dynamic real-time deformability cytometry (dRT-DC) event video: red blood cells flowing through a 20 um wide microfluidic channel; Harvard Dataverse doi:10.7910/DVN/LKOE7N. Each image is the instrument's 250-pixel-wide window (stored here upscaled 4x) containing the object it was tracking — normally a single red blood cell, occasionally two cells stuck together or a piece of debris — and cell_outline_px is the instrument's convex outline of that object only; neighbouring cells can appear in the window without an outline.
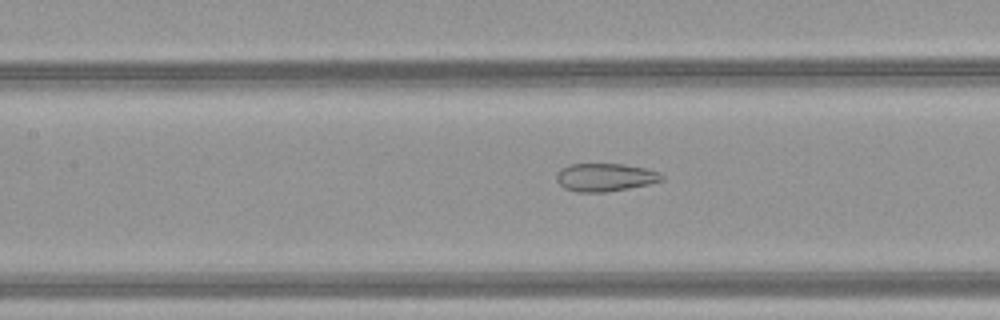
{"species": "common noctule bat (a hibernating species)", "species_latin": "Nyctalus noctula", "temperature_condition": "warm", "stored_images_in_passage": 51, "camera_frame_rate_fps": 3000, "um_per_image_px": 0.085, "animal": {"sex": "female", "body_mass_g": 21.9}, "frame": {"image": 1, "passage_image": 25, "time_ms": 8.0, "image_size_px": [1000, 320], "cell_outline_px": [[664, 180], [648, 184], [628, 188], [604, 192], [576, 192], [564, 188], [556, 180], [556, 172], [560, 168], [568, 164], [624, 164], [644, 168], [660, 172], [664, 176]], "centroid_in_image_um": [51.41, 15.06], "position_along_channel_um": 156.0, "area_um2": 17.28}}
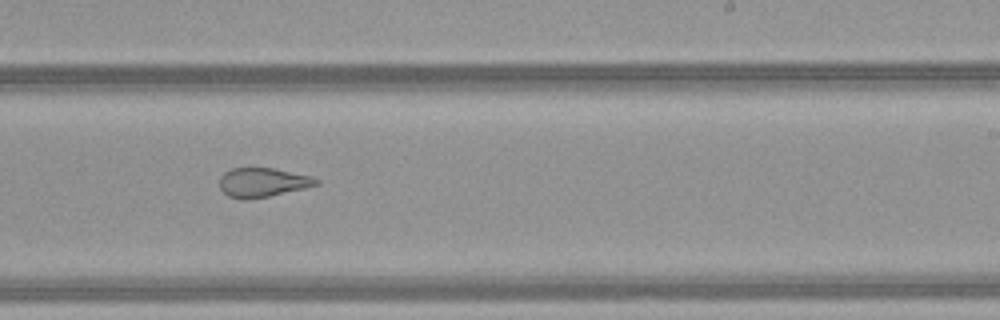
{"frame": {"image": 2, "passage_image": 33, "time_ms": 10.667, "image_size_px": [1000, 320], "cell_outline_px": [[320, 184], [304, 188], [268, 196], [244, 200], [228, 196], [220, 188], [220, 176], [224, 172], [232, 168], [272, 168], [312, 176], [320, 180]], "centroid_in_image_um": [22.32, 15.5], "position_along_channel_um": 266.7, "area_um2": 16.36}}
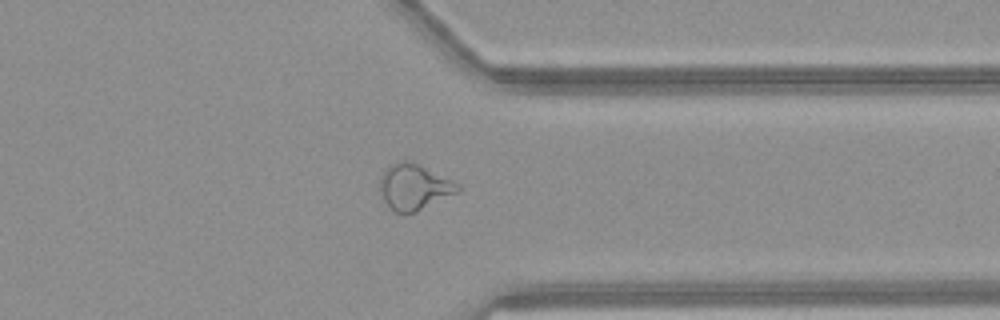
{"frame": {"image": 3, "passage_image": 41, "time_ms": 13.333, "image_size_px": [1000, 320], "cell_outline_px": [[460, 188], [456, 192], [416, 212], [396, 212], [384, 200], [380, 192], [380, 176], [392, 164], [400, 160], [404, 160], [416, 164], [452, 180], [460, 184]], "centroid_in_image_um": [35.18, 15.89], "position_along_channel_um": 376.2, "area_um2": 20.0}, "authors_computed_cell_mechanics": {"area_um2": 22.7732, "velocity_mm_per_s": 4.164, "shape_relaxation_time_tau1_ms": null, "shape_relaxation_time_tau2_ms": 1.3687, "deformation_change_tau1": null, "deformation_change_tau2": 0.0934}}